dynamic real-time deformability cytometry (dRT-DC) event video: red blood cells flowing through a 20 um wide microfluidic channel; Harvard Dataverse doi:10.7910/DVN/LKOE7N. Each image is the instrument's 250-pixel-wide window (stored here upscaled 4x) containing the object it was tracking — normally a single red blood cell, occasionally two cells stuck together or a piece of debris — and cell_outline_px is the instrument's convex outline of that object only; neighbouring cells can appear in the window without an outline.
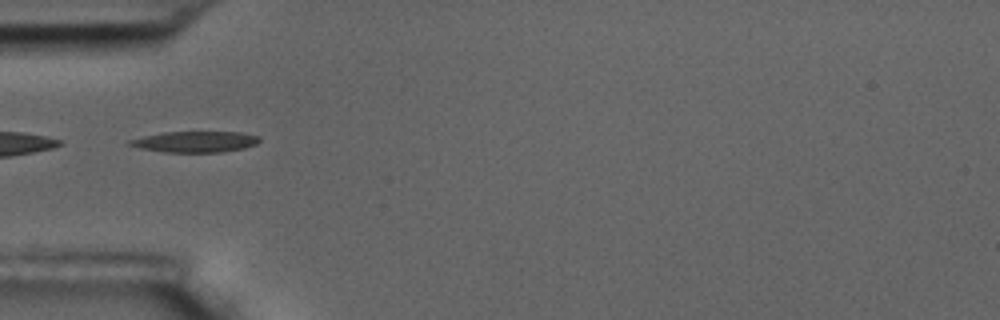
{"species": "common noctule bat (a hibernating species)", "species_latin": "Nyctalus noctula", "temperature_condition": "room temperature", "stored_images_in_passage": 40, "camera_frame_rate_fps": 3000, "um_per_image_px": 0.085, "animal": {"sex": "male", "body_mass_g": 17.5, "forearm_length_mm": 52.3}, "frame": {"image": 1, "passage_image": 1, "time_ms": 0.0, "image_size_px": [1000, 320], "cell_outline_px": [[260, 140], [256, 144], [244, 148], [220, 152], [164, 152], [140, 148], [128, 144], [128, 140], [144, 136], [164, 132], [240, 132], [260, 136]], "centroid_in_image_um": [16.6, 12.04], "position_along_channel_um": 68.4, "area_um2": 15.78}}
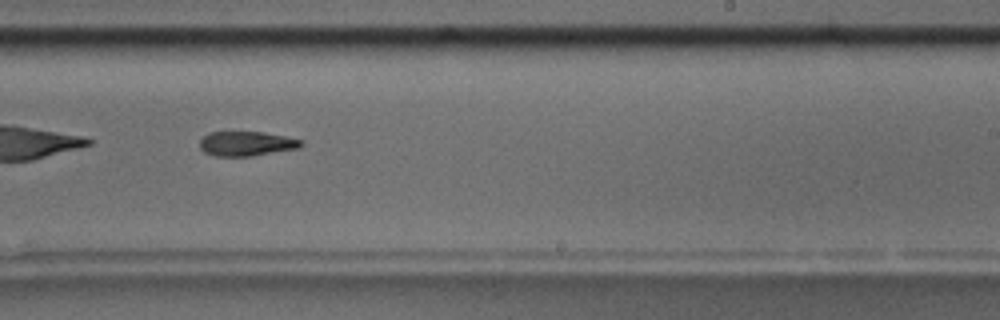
{"frame": {"image": 2, "passage_image": 18, "time_ms": 5.667, "image_size_px": [1000, 320], "cell_outline_px": [[304, 144], [300, 148], [252, 156], [216, 156], [204, 152], [200, 148], [200, 140], [208, 132], [264, 132], [304, 140]], "centroid_in_image_um": [20.98, 12.21], "position_along_channel_um": 268.0, "area_um2": 14.62}}